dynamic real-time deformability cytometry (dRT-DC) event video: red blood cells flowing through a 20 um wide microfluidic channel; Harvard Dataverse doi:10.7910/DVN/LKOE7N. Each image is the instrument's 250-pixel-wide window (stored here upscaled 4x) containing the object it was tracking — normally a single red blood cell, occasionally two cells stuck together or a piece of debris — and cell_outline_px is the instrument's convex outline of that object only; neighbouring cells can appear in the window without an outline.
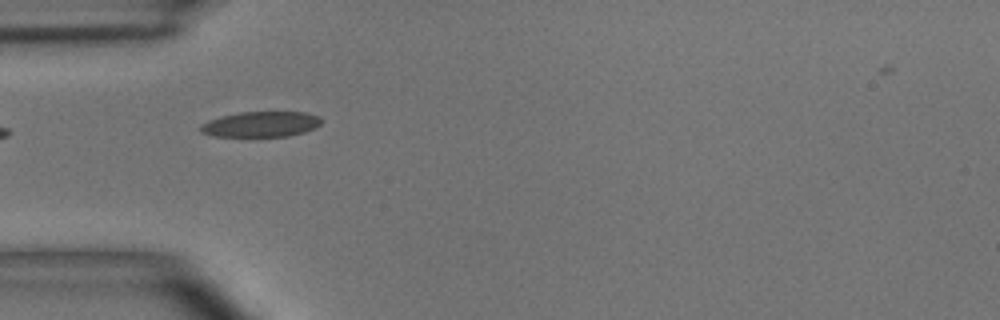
{"species": "common noctule bat (a hibernating species)", "species_latin": "Nyctalus noctula", "temperature_condition": "room temperature", "stored_images_in_passage": 8, "camera_frame_rate_fps": 3000, "um_per_image_px": 0.085, "animal": {"sex": "male", "body_mass_g": 15.6}, "frame": {"image": 1, "passage_image": 2, "time_ms": 1.333, "image_size_px": [1000, 320], "cell_outline_px": [[324, 120], [316, 128], [304, 132], [288, 136], [216, 136], [200, 132], [200, 124], [208, 120], [240, 112], [308, 112], [320, 116]], "centroid_in_image_um": [22.24, 10.55], "position_along_channel_um": 62.8, "area_um2": 17.98}}
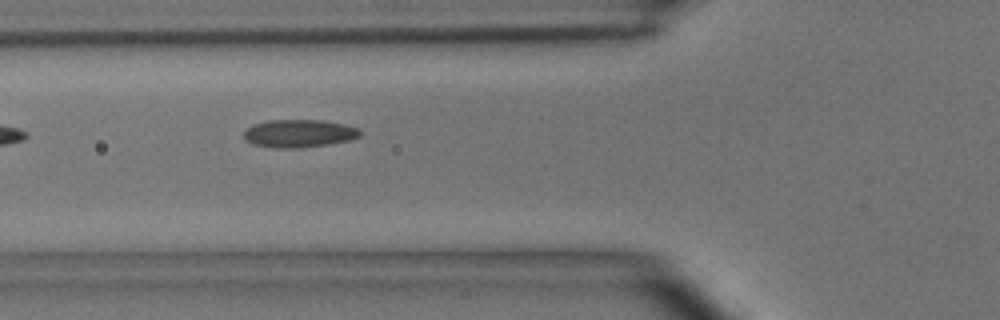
{"frame": {"image": 2, "passage_image": 3, "time_ms": 2.333, "image_size_px": [1000, 320], "cell_outline_px": [[360, 136], [352, 140], [328, 144], [300, 148], [276, 148], [252, 144], [244, 140], [244, 132], [252, 124], [268, 120], [324, 120], [356, 128], [360, 132]], "centroid_in_image_um": [25.37, 11.35], "position_along_channel_um": 100.4, "area_um2": 18.84}}
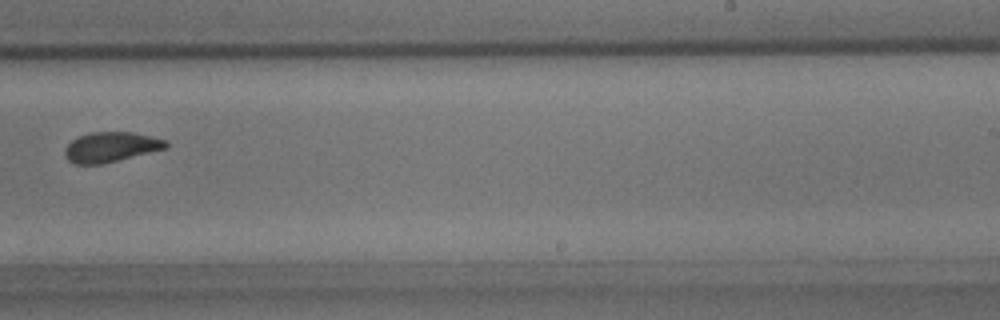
{"frame": {"image": 3, "passage_image": 7, "time_ms": 7.0, "image_size_px": [1000, 320], "cell_outline_px": [[168, 148], [100, 164], [76, 164], [68, 160], [64, 152], [68, 144], [72, 140], [88, 132], [132, 132], [168, 140]], "centroid_in_image_um": [9.44, 12.49], "position_along_channel_um": 279.6, "area_um2": 17.51}}